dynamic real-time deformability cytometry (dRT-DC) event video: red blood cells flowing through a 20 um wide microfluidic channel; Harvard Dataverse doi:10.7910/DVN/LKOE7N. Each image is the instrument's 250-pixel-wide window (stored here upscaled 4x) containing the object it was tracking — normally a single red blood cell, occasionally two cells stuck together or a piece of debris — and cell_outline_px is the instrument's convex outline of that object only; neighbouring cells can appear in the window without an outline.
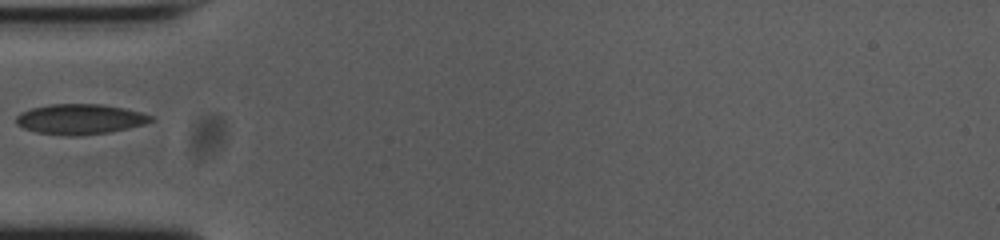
{"species": "common noctule bat (a hibernating species)", "species_latin": "Nyctalus noctula", "temperature_condition": "cold", "stored_images_in_passage": 37, "camera_frame_rate_fps": 3000, "um_per_image_px": 0.085, "animal": {"sex": "female", "body_mass_g": 23.0, "forearm_length_mm": 53.4}, "frame": {"image": 1, "passage_image": 1, "time_ms": 0.0, "image_size_px": [1000, 240], "cell_outline_px": [[156, 120], [144, 124], [128, 128], [108, 132], [72, 136], [68, 136], [36, 132], [24, 128], [16, 124], [16, 116], [20, 112], [32, 108], [52, 104], [100, 104], [124, 108], [140, 112], [152, 116]], "centroid_in_image_um": [6.8, 10.12], "position_along_channel_um": 78.2, "area_um2": 23.64}}
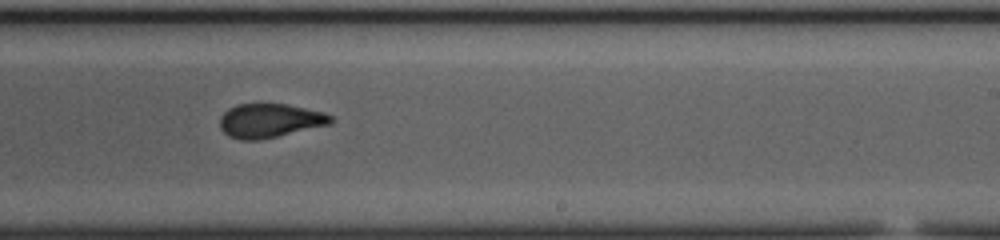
{"frame": {"image": 2, "passage_image": 16, "time_ms": 5.0, "image_size_px": [1000, 240], "cell_outline_px": [[336, 120], [332, 124], [276, 136], [256, 140], [240, 140], [228, 136], [220, 128], [220, 116], [228, 108], [236, 104], [288, 104], [324, 112], [332, 116]], "centroid_in_image_um": [22.95, 10.24], "position_along_channel_um": 266.1, "area_um2": 22.08}}
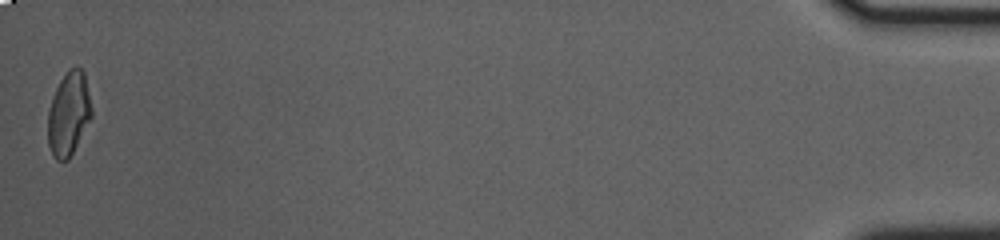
{"frame": {"image": 3, "passage_image": 37, "time_ms": 12.0, "image_size_px": [1000, 240], "cell_outline_px": [[92, 116], [68, 160], [56, 160], [52, 156], [48, 144], [48, 112], [52, 96], [60, 80], [68, 68], [76, 64], [84, 72], [92, 108]], "centroid_in_image_um": [5.83, 9.64], "position_along_channel_um": 429.4, "area_um2": 21.39}}